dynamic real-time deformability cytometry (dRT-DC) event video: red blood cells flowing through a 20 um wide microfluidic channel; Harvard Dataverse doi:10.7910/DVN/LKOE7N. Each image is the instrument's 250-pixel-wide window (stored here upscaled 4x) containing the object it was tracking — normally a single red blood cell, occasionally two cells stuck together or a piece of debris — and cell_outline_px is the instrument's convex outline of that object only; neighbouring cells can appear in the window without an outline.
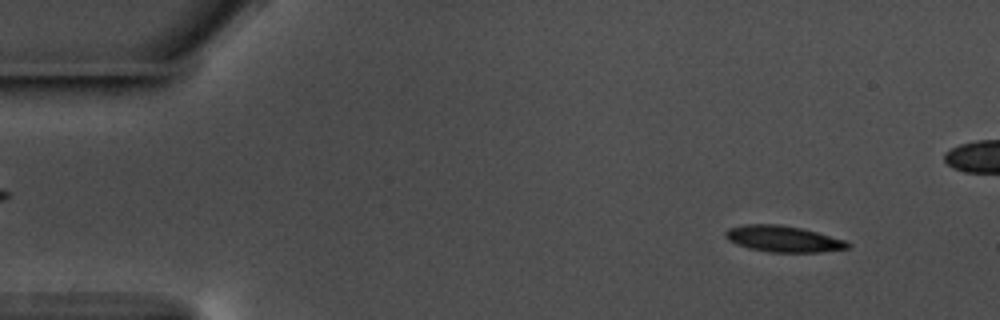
{"species": "common noctule bat (a hibernating species)", "species_latin": "Nyctalus noctula", "temperature_condition": "warm", "stored_images_in_passage": 51, "camera_frame_rate_fps": 3000, "um_per_image_px": 0.085, "animal": {"sex": "male", "body_mass_g": 17.5, "forearm_length_mm": 52.3}, "frame": {"image": 1, "passage_image": 5, "time_ms": 1.333, "image_size_px": [1000, 320], "cell_outline_px": [[852, 244], [848, 248], [820, 252], [772, 252], [748, 248], [736, 244], [728, 240], [724, 236], [724, 232], [728, 228], [744, 224], [780, 224], [800, 228], [816, 232], [844, 240]], "centroid_in_image_um": [66.53, 20.3], "position_along_channel_um": 18.5, "area_um2": 18.61}}
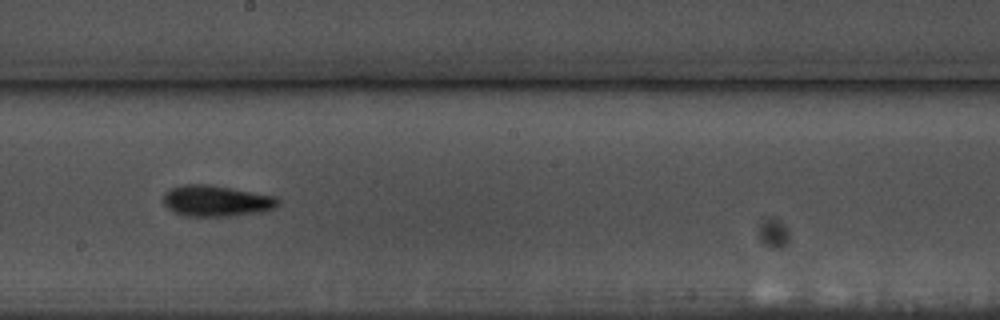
{"frame": {"image": 2, "passage_image": 31, "time_ms": 10.0, "image_size_px": [1000, 320], "cell_outline_px": [[280, 204], [276, 208], [260, 212], [228, 216], [184, 216], [172, 212], [164, 204], [164, 192], [172, 188], [184, 184], [208, 184], [276, 196], [280, 200]], "centroid_in_image_um": [18.4, 17.08], "position_along_channel_um": 229.8, "area_um2": 20.87}}
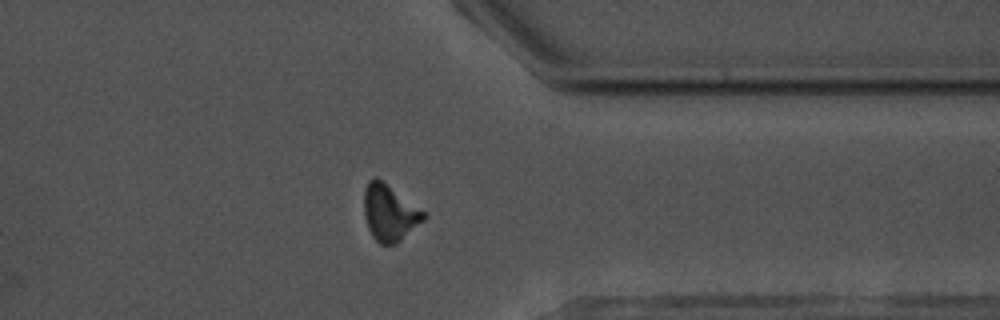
{"frame": {"image": 3, "passage_image": 44, "time_ms": 14.333, "image_size_px": [1000, 320], "cell_outline_px": [[428, 216], [424, 220], [396, 244], [380, 244], [372, 236], [368, 228], [364, 216], [364, 188], [368, 180], [372, 176], [376, 176], [428, 212]], "centroid_in_image_um": [33.13, 18.05], "position_along_channel_um": 378.3, "area_um2": 20.0}}